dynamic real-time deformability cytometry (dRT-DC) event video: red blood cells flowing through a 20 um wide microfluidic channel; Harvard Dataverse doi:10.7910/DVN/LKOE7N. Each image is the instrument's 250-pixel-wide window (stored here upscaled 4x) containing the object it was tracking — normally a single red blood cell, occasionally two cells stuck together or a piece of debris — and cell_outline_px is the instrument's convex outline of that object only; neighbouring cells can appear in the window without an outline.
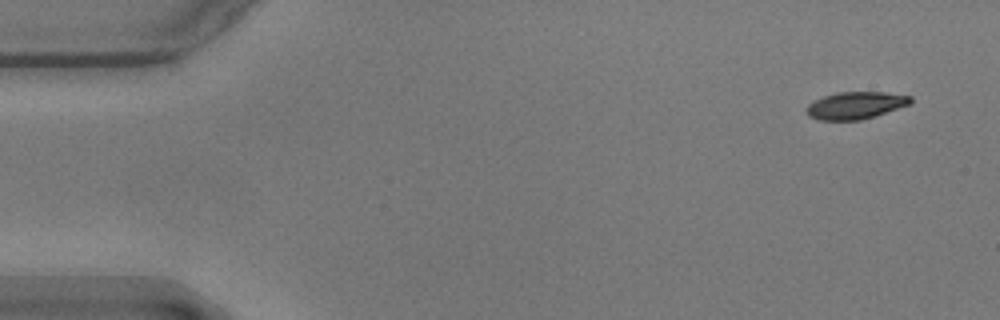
{"species": "common noctule bat (a hibernating species)", "species_latin": "Nyctalus noctula", "temperature_condition": "warm", "stored_images_in_passage": 53, "camera_frame_rate_fps": 3000, "um_per_image_px": 0.085, "animal": {"sex": "male", "body_mass_g": 17.9}, "frame": {"image": 1, "passage_image": 1, "time_ms": 0.0, "image_size_px": [1000, 320], "cell_outline_px": [[912, 104], [860, 120], [816, 120], [808, 116], [804, 112], [804, 108], [808, 104], [824, 96], [836, 92], [884, 92], [912, 96]], "centroid_in_image_um": [72.69, 8.96], "position_along_channel_um": 12.3, "area_um2": 16.65}}
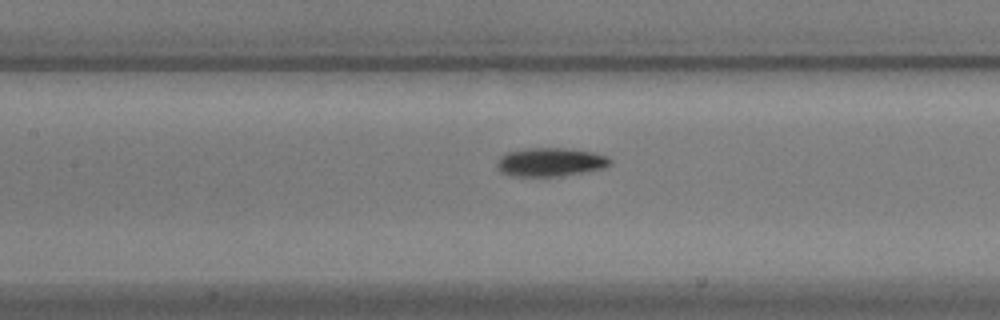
{"frame": {"image": 2, "passage_image": 23, "time_ms": 7.333, "image_size_px": [1000, 320], "cell_outline_px": [[612, 164], [604, 168], [560, 176], [512, 176], [500, 172], [496, 168], [496, 160], [504, 152], [524, 148], [568, 148], [592, 152], [608, 156], [612, 160]], "centroid_in_image_um": [46.74, 13.77], "position_along_channel_um": 160.7, "area_um2": 19.19}}
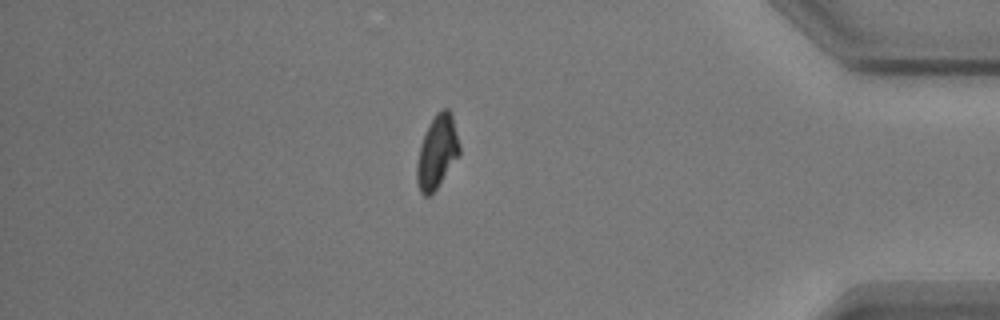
{"frame": {"image": 3, "passage_image": 46, "time_ms": 15.0, "image_size_px": [1000, 320], "cell_outline_px": [[460, 156], [432, 196], [424, 196], [420, 192], [416, 180], [416, 164], [420, 144], [428, 124], [436, 112], [440, 108], [448, 108], [452, 112], [460, 144]], "centroid_in_image_um": [37.16, 12.92], "position_along_channel_um": 398.0, "area_um2": 18.9}, "authors_computed_cell_mechanics": {"area_um2": 18.2648, "velocity_mm_per_s": 3.571, "shape_relaxation_time_tau1_ms": 2.965, "shape_relaxation_time_tau2_ms": 3.5347, "deformation_change_tau1": 0.1317, "deformation_change_tau2": 0.0902}}